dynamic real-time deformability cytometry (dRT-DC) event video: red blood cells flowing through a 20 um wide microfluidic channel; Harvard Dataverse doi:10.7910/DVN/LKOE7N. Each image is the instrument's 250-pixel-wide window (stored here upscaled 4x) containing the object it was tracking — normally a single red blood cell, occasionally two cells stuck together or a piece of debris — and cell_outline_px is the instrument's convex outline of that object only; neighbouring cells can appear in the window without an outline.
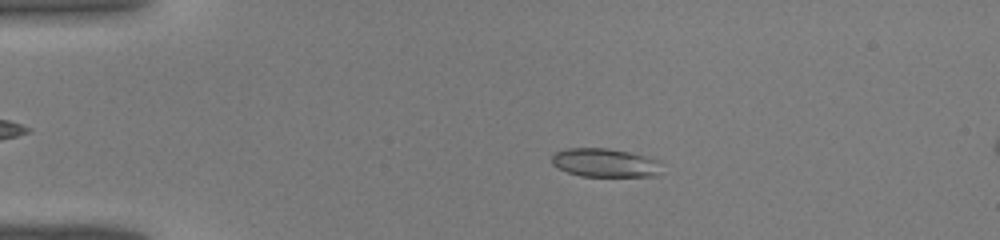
{"species": "common noctule bat (a hibernating species)", "species_latin": "Nyctalus noctula", "temperature_condition": "warm", "stored_images_in_passage": 6, "camera_frame_rate_fps": 3000, "um_per_image_px": 0.085, "animal": {"sex": "male", "body_mass_g": 19.0, "forearm_length_mm": 50.8}, "frame": {"image": 1, "passage_image": 1, "time_ms": 0.0, "image_size_px": [1000, 240], "cell_outline_px": [[660, 164], [656, 176], [580, 176], [556, 168], [552, 164], [552, 156], [556, 152], [568, 148], [608, 148], [628, 152], [660, 160]], "centroid_in_image_um": [51.38, 13.83], "position_along_channel_um": 33.6, "area_um2": 18.21}}